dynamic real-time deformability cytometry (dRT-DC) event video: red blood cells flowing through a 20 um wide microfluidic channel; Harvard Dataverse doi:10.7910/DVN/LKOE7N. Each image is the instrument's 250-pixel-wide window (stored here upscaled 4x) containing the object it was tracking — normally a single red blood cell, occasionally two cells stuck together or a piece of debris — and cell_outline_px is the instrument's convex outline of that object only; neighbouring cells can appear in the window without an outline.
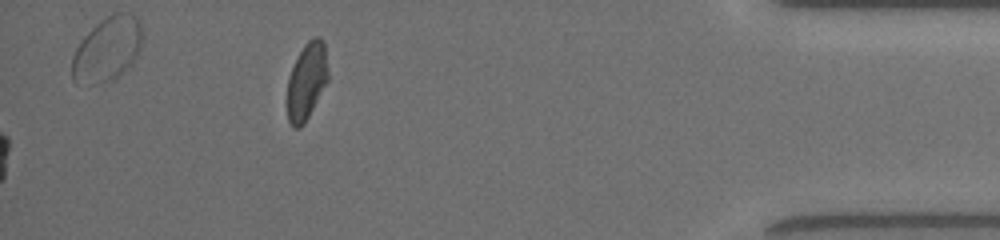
{"species": "common noctule bat (a hibernating species)", "species_latin": "Nyctalus noctula", "temperature_condition": "room temperature", "stored_images_in_passage": 49, "camera_frame_rate_fps": 3000, "um_per_image_px": 0.085, "animal": {"sex": "female", "body_mass_g": 19.5, "forearm_length_mm": 54.1}, "frame": {"image": 1, "passage_image": 49, "time_ms": 16.0, "image_size_px": [1000, 240], "cell_outline_px": [[328, 80], [304, 124], [300, 128], [292, 128], [288, 120], [288, 76], [304, 44], [312, 36], [320, 36], [324, 40], [328, 72]], "centroid_in_image_um": [26.08, 6.87], "position_along_channel_um": 409.1, "area_um2": 18.26}, "authors_computed_cell_mechanics": {"area_um2": 20.6924, "velocity_mm_per_s": 4.0114, "shape_relaxation_time_tau1_ms": 4.353, "shape_relaxation_time_tau2_ms": 1.3752, "deformation_change_tau1": 0.1127, "deformation_change_tau2": 0.0508}}